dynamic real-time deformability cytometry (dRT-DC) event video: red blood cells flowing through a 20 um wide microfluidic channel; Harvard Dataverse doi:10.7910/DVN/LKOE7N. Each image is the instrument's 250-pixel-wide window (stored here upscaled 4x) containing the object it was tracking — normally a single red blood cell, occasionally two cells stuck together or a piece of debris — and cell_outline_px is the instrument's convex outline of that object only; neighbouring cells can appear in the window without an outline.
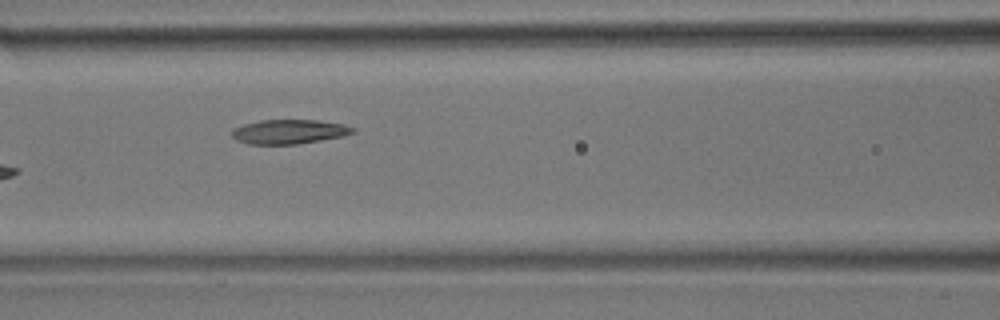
{"species": "common noctule bat (a hibernating species)", "species_latin": "Nyctalus noctula", "temperature_condition": "room temperature", "stored_images_in_passage": 6, "camera_frame_rate_fps": 3000, "um_per_image_px": 0.085, "animal": {"sex": "male", "body_mass_g": 17.9}, "frame": {"image": 1, "passage_image": 5, "time_ms": 1.333, "image_size_px": [1000, 320], "cell_outline_px": [[356, 132], [344, 136], [296, 144], [248, 144], [236, 140], [232, 136], [232, 128], [244, 124], [260, 120], [320, 120], [344, 124], [356, 128]], "centroid_in_image_um": [24.59, 11.19], "position_along_channel_um": 142.0, "area_um2": 17.28}}
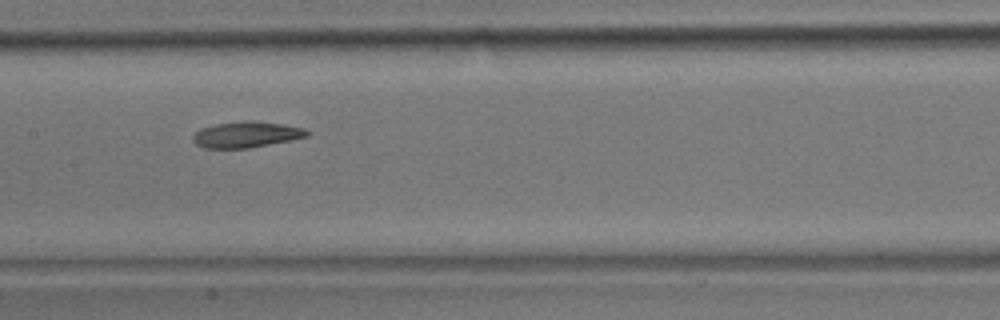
{"frame": {"image": 2, "passage_image": 6, "time_ms": 1.667, "image_size_px": [1000, 320], "cell_outline_px": [[312, 132], [308, 136], [292, 140], [248, 148], [204, 148], [196, 144], [192, 140], [192, 136], [200, 128], [216, 124], [244, 120], [252, 120], [284, 124], [304, 128]], "centroid_in_image_um": [20.96, 11.43], "position_along_channel_um": 186.4, "area_um2": 17.46}}